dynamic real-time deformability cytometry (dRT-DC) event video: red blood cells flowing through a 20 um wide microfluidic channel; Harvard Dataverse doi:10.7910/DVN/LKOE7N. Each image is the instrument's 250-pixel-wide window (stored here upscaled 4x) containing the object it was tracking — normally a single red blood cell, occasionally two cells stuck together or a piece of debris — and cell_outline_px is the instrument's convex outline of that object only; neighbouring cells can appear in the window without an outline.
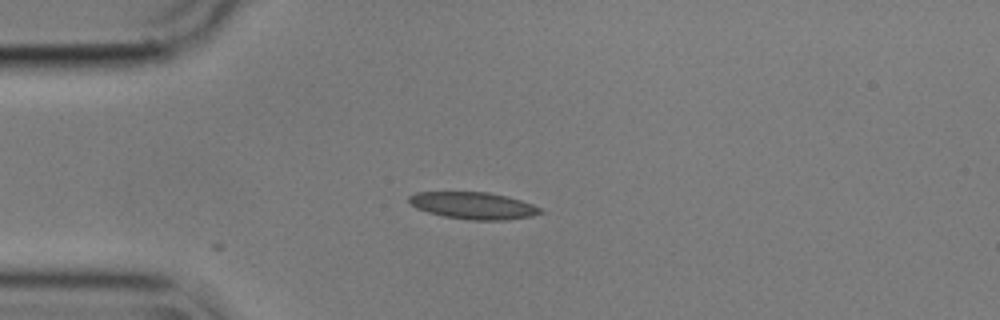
{"species": "common noctule bat (a hibernating species)", "species_latin": "Nyctalus noctula", "temperature_condition": "cold", "stored_images_in_passage": 3, "camera_frame_rate_fps": 3000, "um_per_image_px": 0.085, "animal": {"sex": "male", "body_mass_g": 17.9}, "frame": {"image": 1, "passage_image": 1, "time_ms": 0.0, "image_size_px": [1000, 320], "cell_outline_px": [[544, 212], [532, 216], [508, 220], [472, 220], [444, 216], [428, 212], [416, 208], [408, 200], [408, 196], [416, 192], [488, 192], [508, 196], [532, 204], [540, 208]], "centroid_in_image_um": [40.25, 17.47], "position_along_channel_um": 44.8, "area_um2": 20.63}}